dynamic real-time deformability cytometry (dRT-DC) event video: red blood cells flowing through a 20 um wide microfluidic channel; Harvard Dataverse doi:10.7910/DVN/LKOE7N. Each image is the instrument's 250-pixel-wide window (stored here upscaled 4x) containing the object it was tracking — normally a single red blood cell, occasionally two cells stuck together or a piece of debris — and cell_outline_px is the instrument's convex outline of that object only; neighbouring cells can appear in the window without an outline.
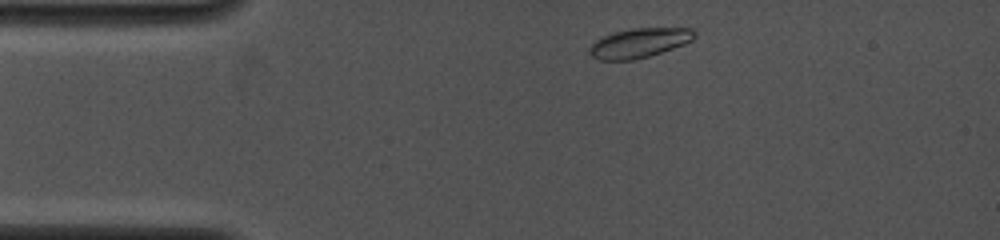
{"species": "common noctule bat (a hibernating species)", "species_latin": "Nyctalus noctula", "temperature_condition": "cold", "stored_images_in_passage": 44, "camera_frame_rate_fps": 4000, "um_per_image_px": 0.085, "animal": {"sex": "female", "body_mass_g": 19.0, "forearm_length_mm": 53.3}, "frame": {"image": 1, "passage_image": 3, "time_ms": 0.5, "image_size_px": [1000, 240], "cell_outline_px": [[696, 36], [692, 40], [684, 44], [648, 56], [632, 60], [600, 60], [592, 56], [588, 52], [588, 48], [596, 40], [612, 32], [632, 28], [692, 28], [696, 32]], "centroid_in_image_um": [54.32, 3.64], "position_along_channel_um": 30.7, "area_um2": 17.98}}
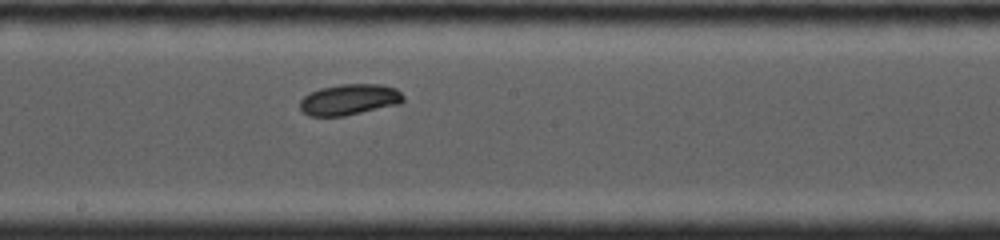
{"frame": {"image": 2, "passage_image": 21, "time_ms": 6.25, "image_size_px": [1000, 240], "cell_outline_px": [[404, 100], [400, 104], [344, 116], [308, 116], [300, 108], [300, 100], [308, 92], [320, 88], [340, 84], [380, 84], [396, 88], [404, 96]], "centroid_in_image_um": [29.69, 8.46], "position_along_channel_um": 218.5, "area_um2": 18.79}}
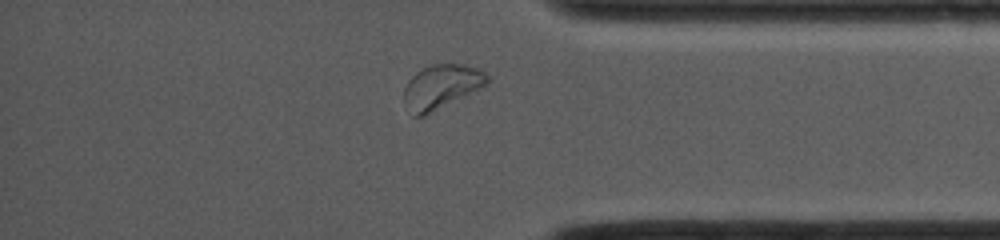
{"frame": {"image": 3, "passage_image": 40, "time_ms": 10.75, "image_size_px": [1000, 240], "cell_outline_px": [[492, 80], [488, 84], [424, 116], [412, 116], [404, 100], [404, 88], [408, 80], [420, 68], [432, 64], [464, 64], [480, 68], [492, 76]], "centroid_in_image_um": [37.55, 7.34], "position_along_channel_um": 397.6, "area_um2": 21.68}, "authors_computed_cell_mechanics": {"area_um2": 18.6694, "velocity_mm_per_s": 4.0343, "shape_relaxation_time_tau1_ms": 1.9669, "shape_relaxation_time_tau2_ms": null, "deformation_change_tau1": 0.1084, "deformation_change_tau2": null}}